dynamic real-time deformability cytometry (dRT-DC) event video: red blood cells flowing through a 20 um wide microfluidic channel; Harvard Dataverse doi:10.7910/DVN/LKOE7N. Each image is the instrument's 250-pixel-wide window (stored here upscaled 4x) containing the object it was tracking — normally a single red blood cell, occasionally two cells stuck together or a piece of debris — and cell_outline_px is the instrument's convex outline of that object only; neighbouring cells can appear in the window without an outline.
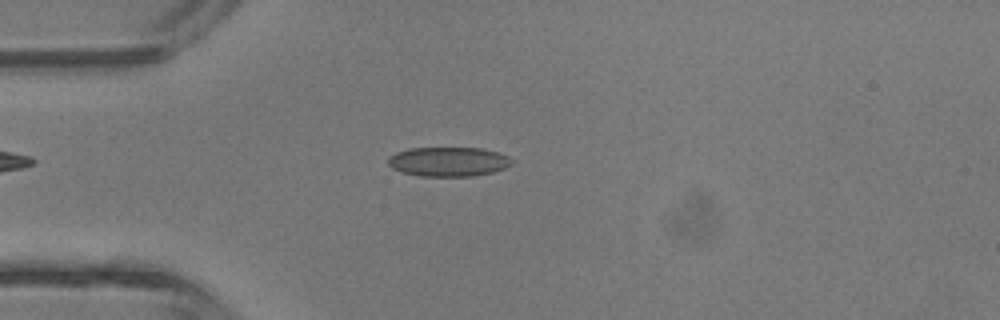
{"species": "common noctule bat (a hibernating species)", "species_latin": "Nyctalus noctula", "temperature_condition": "room temperature", "stored_images_in_passage": 40, "camera_frame_rate_fps": 3000, "um_per_image_px": 0.085, "animal": {"sex": "male", "body_mass_g": 13.3}, "frame": {"image": 1, "passage_image": 8, "time_ms": 2.333, "image_size_px": [1000, 320], "cell_outline_px": [[512, 164], [504, 168], [492, 172], [472, 176], [420, 176], [404, 172], [392, 168], [388, 164], [388, 156], [396, 152], [408, 148], [480, 148], [496, 152], [508, 156], [512, 160]], "centroid_in_image_um": [38.09, 13.74], "position_along_channel_um": 46.9, "area_um2": 21.1}}
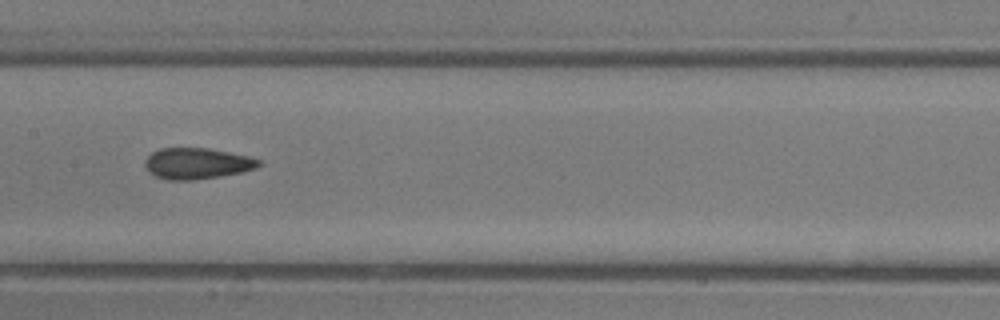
{"frame": {"image": 2, "passage_image": 18, "time_ms": 5.667, "image_size_px": [1000, 320], "cell_outline_px": [[264, 164], [256, 168], [240, 172], [220, 176], [192, 180], [168, 180], [156, 176], [148, 172], [144, 164], [144, 160], [152, 152], [160, 148], [208, 148], [248, 156], [260, 160]], "centroid_in_image_um": [16.73, 13.89], "position_along_channel_um": 190.7, "area_um2": 20.63}}
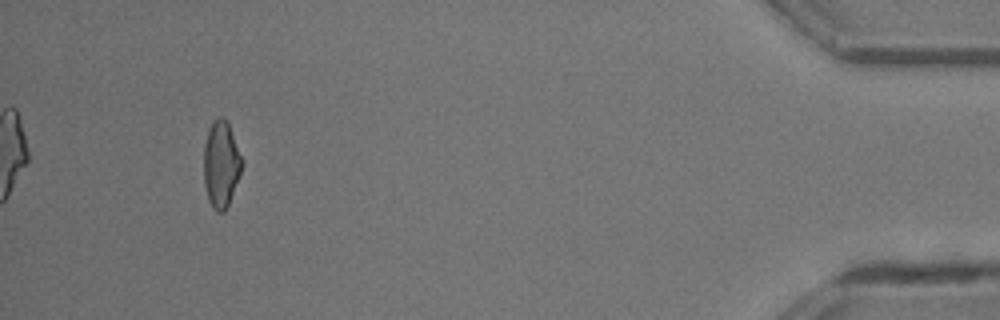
{"frame": {"image": 3, "passage_image": 37, "time_ms": 12.0, "image_size_px": [1000, 320], "cell_outline_px": [[244, 164], [228, 204], [224, 212], [216, 212], [212, 208], [208, 200], [204, 184], [204, 144], [208, 128], [220, 116], [224, 116], [228, 120]], "centroid_in_image_um": [18.79, 13.94], "position_along_channel_um": 416.4, "area_um2": 19.36}, "authors_computed_cell_mechanics": {"area_um2": 20.6346, "velocity_mm_per_s": 4.7386, "shape_relaxation_time_tau1_ms": 6.1911, "shape_relaxation_time_tau2_ms": 2.2128, "deformation_change_tau1": 0.1437, "deformation_change_tau2": 0.0872}}